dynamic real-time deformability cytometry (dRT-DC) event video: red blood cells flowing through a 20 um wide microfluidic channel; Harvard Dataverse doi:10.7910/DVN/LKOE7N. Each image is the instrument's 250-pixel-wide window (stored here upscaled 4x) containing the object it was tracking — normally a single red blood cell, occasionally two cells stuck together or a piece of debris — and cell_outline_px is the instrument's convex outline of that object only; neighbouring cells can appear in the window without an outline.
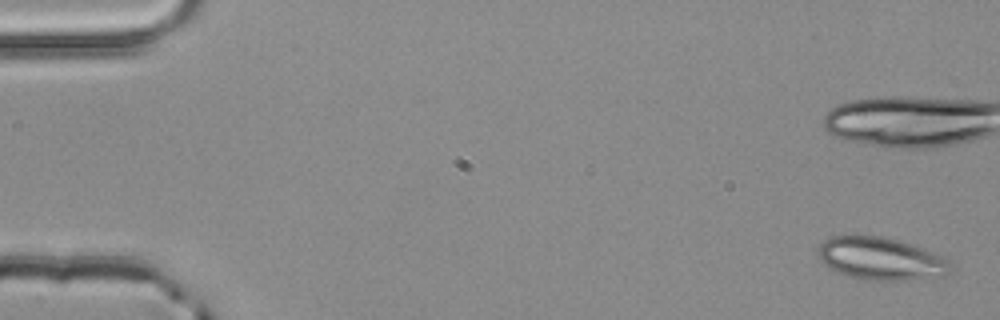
{"species": "common noctule bat (a hibernating species)", "species_latin": "Nyctalus noctula", "temperature_condition": "room temperature", "stored_images_in_passage": 4, "segment_of_instrument_passage": [2, 2], "camera_frame_rate_fps": 3000, "um_per_image_px": 0.085, "animal": {"sex": "male", "body_mass_g": 20.4}, "frame": {"image": 1, "passage_image": 4, "time_ms": 1.0, "image_size_px": [1000, 320], "cell_outline_px": [[948, 276], [912, 280], [864, 280], [848, 276], [824, 264], [820, 260], [816, 252], [820, 244], [824, 240], [832, 236], [880, 236], [900, 240], [912, 244], [932, 252], [948, 260]], "centroid_in_image_um": [74.85, 21.99], "position_along_channel_um": 10.1, "area_um2": 32.77}}